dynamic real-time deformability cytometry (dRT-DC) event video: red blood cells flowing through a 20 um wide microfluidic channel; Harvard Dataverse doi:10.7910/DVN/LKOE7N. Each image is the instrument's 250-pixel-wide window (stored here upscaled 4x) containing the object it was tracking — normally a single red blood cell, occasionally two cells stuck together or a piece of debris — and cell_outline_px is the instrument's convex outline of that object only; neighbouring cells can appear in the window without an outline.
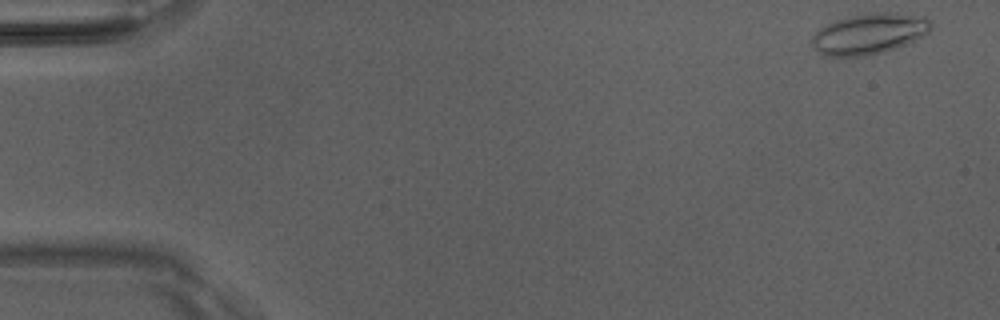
{"species": "Egyptian fruit bat (a non-hibernating species)", "species_latin": "Rousettus aegyptiacus", "temperature_condition": "room temperature", "stored_images_in_passage": 10, "camera_frame_rate_fps": 3000, "um_per_image_px": 0.085, "animal": {"sex": "male"}, "frame": {"image": 1, "passage_image": 1, "time_ms": 0.0, "image_size_px": [1000, 320], "cell_outline_px": [[932, 28], [924, 36], [896, 48], [884, 52], [864, 56], [824, 56], [812, 48], [812, 36], [820, 28], [836, 20], [852, 16], [872, 12], [896, 12], [924, 16], [932, 20]], "centroid_in_image_um": [73.91, 2.87], "position_along_channel_um": 11.1, "area_um2": 28.5}}